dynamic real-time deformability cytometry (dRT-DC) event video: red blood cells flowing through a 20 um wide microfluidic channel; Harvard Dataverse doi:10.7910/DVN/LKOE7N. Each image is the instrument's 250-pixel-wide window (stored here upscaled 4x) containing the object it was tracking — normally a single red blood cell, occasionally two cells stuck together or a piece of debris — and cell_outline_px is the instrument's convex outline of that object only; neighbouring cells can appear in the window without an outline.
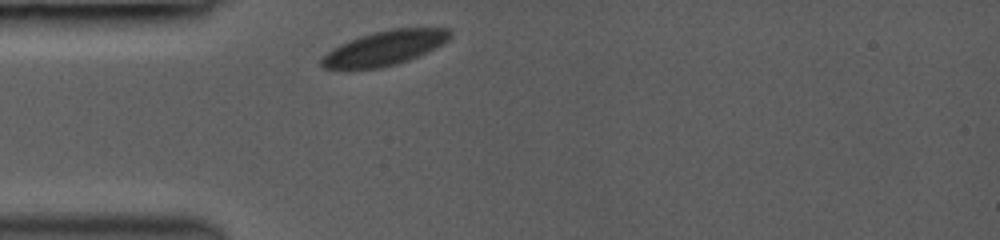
{"species": "common noctule bat (a hibernating species)", "species_latin": "Nyctalus noctula", "temperature_condition": "room temperature", "stored_images_in_passage": 3, "camera_frame_rate_fps": 3000, "um_per_image_px": 0.085, "animal": {"sex": "female", "body_mass_g": 19.0, "forearm_length_mm": 53.3}, "frame": {"image": 1, "passage_image": 1, "time_ms": 0.0, "image_size_px": [1000, 240], "cell_outline_px": [[452, 36], [444, 44], [408, 60], [396, 64], [380, 68], [324, 68], [320, 64], [320, 60], [332, 48], [340, 44], [360, 36], [372, 32], [392, 28], [448, 28], [452, 32]], "centroid_in_image_um": [32.73, 4.06], "position_along_channel_um": 52.3, "area_um2": 25.66}}
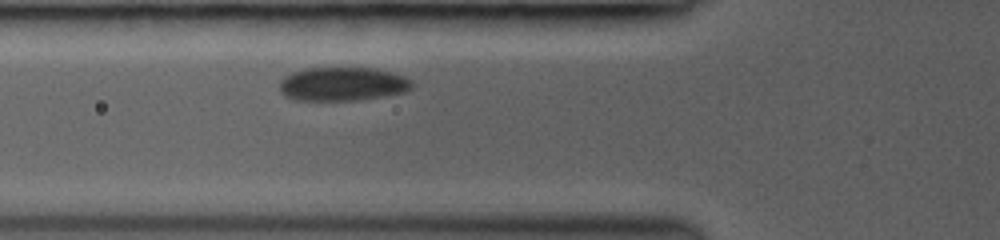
{"frame": {"image": 2, "passage_image": 3, "time_ms": 1.333, "image_size_px": [1000, 240], "cell_outline_px": [[412, 88], [408, 92], [356, 100], [296, 100], [284, 96], [280, 92], [280, 80], [284, 76], [292, 72], [308, 68], [376, 68], [404, 76], [412, 80]], "centroid_in_image_um": [29.12, 7.14], "position_along_channel_um": 96.7, "area_um2": 26.13}}